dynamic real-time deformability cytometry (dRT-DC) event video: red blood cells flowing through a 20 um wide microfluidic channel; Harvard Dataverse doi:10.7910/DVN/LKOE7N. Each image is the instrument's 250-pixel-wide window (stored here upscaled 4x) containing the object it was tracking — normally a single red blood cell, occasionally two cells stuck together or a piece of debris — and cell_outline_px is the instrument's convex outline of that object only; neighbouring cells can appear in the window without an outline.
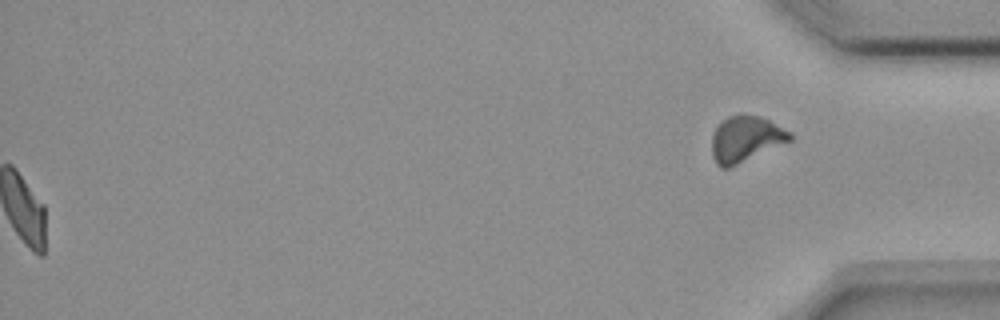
{"species": "common noctule bat (a hibernating species)", "species_latin": "Nyctalus noctula", "temperature_condition": "room temperature", "stored_images_in_passage": 55, "segment_of_instrument_passage": [2, 2], "camera_frame_rate_fps": 3000, "um_per_image_px": 0.085, "animal": {"sex": "female", "body_mass_g": 18.4}, "frame": {"image": 1, "passage_image": 55, "time_ms": 18.0, "image_size_px": [1000, 320], "cell_outline_px": [[792, 140], [728, 168], [720, 168], [716, 164], [712, 156], [712, 136], [716, 128], [728, 116], [740, 112], [744, 112], [760, 116], [792, 132]], "centroid_in_image_um": [63.38, 11.78], "position_along_channel_um": 371.8, "area_um2": 20.98}}